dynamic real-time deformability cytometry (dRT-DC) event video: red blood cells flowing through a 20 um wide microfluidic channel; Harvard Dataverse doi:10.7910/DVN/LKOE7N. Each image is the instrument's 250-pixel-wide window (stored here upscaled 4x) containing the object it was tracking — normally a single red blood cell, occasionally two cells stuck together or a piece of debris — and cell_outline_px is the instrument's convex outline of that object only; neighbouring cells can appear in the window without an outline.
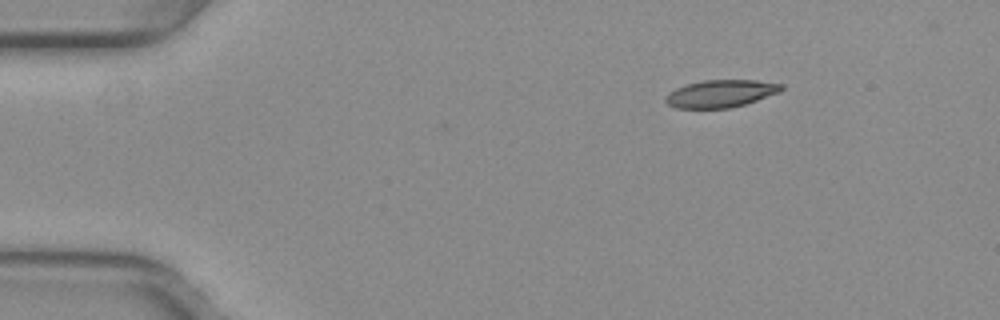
{"species": "common noctule bat (a hibernating species)", "species_latin": "Nyctalus noctula", "temperature_condition": "warm", "stored_images_in_passage": 42, "camera_frame_rate_fps": 3000, "um_per_image_px": 0.085, "animal": {"sex": "female", "body_mass_g": 29.2, "forearm_length_mm": 56.3}, "frame": {"image": 1, "passage_image": 1, "time_ms": 0.0, "image_size_px": [1000, 320], "cell_outline_px": [[784, 88], [780, 92], [744, 104], [728, 108], [676, 108], [668, 104], [664, 100], [668, 92], [676, 88], [688, 84], [704, 80], [756, 80], [784, 84]], "centroid_in_image_um": [61.27, 7.95], "position_along_channel_um": 23.7, "area_um2": 18.44}}
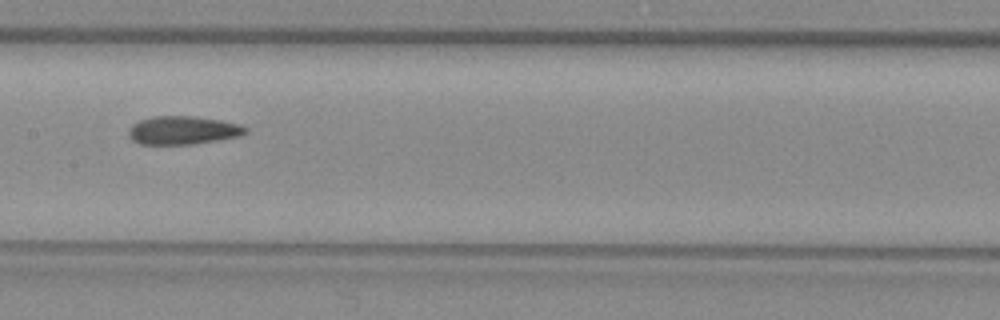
{"frame": {"image": 2, "passage_image": 20, "time_ms": 6.333, "image_size_px": [1000, 320], "cell_outline_px": [[248, 128], [240, 136], [192, 144], [140, 144], [132, 140], [128, 136], [128, 128], [132, 124], [140, 120], [152, 116], [192, 116], [220, 120], [240, 124]], "centroid_in_image_um": [15.5, 11.07], "position_along_channel_um": 191.9, "area_um2": 19.25}}
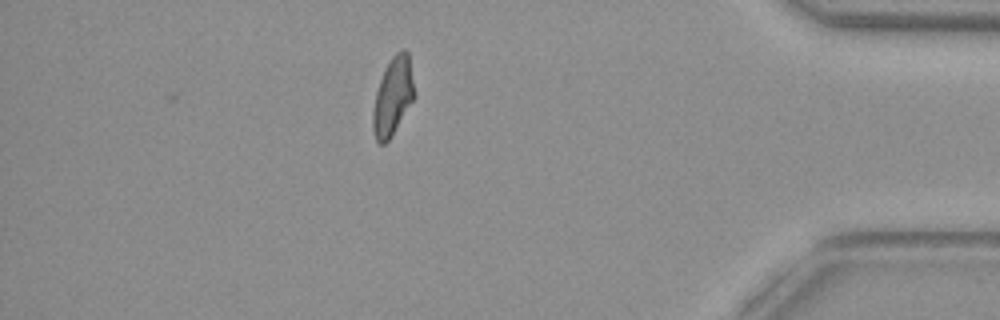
{"frame": {"image": 3, "passage_image": 39, "time_ms": 12.667, "image_size_px": [1000, 320], "cell_outline_px": [[416, 96], [388, 140], [384, 144], [380, 144], [376, 140], [372, 128], [372, 112], [376, 92], [380, 80], [392, 56], [396, 52], [404, 48], [408, 52], [416, 92]], "centroid_in_image_um": [33.41, 8.18], "position_along_channel_um": 401.8, "area_um2": 18.73}, "authors_computed_cell_mechanics": {"area_um2": 19.1896, "velocity_mm_per_s": 3.9806, "shape_relaxation_time_tau1_ms": null, "shape_relaxation_time_tau2_ms": 2.3404, "deformation_change_tau1": null, "deformation_change_tau2": 0.096}}